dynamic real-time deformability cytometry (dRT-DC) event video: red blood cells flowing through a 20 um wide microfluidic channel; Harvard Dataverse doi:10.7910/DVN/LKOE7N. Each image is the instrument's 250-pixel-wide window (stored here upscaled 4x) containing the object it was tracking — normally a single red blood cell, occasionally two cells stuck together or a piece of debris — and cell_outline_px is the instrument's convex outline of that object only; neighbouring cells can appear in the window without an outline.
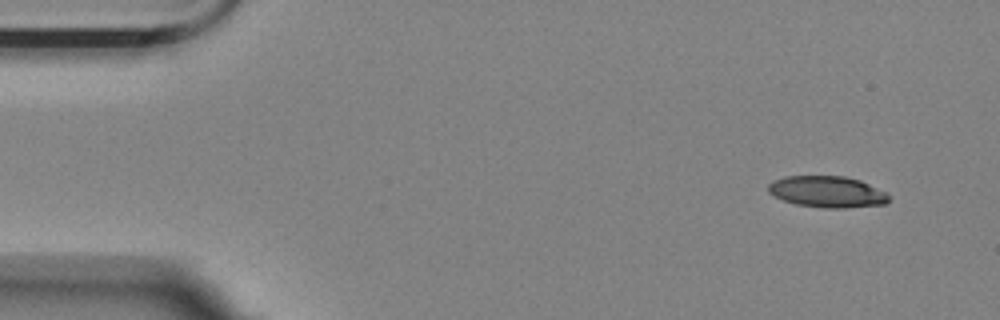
{"species": "Egyptian fruit bat (a non-hibernating species)", "species_latin": "Rousettus aegyptiacus", "temperature_condition": "room temperature", "stored_images_in_passage": 6, "camera_frame_rate_fps": 3000, "um_per_image_px": 0.085, "animal": {"sex": "female"}, "frame": {"image": 1, "passage_image": 1, "time_ms": 0.0, "image_size_px": [1000, 320], "cell_outline_px": [[888, 200], [884, 204], [844, 208], [824, 208], [796, 204], [784, 200], [768, 192], [768, 184], [772, 180], [784, 176], [844, 176], [860, 180], [888, 192]], "centroid_in_image_um": [70.31, 16.29], "position_along_channel_um": 14.7, "area_um2": 22.08}}